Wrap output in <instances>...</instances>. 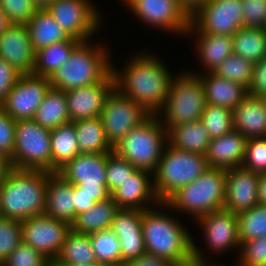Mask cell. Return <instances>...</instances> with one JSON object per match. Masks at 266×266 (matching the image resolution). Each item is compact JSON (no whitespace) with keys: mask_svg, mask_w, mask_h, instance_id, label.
I'll return each instance as SVG.
<instances>
[{"mask_svg":"<svg viewBox=\"0 0 266 266\" xmlns=\"http://www.w3.org/2000/svg\"><path fill=\"white\" fill-rule=\"evenodd\" d=\"M258 181L259 174L242 166L226 169L224 209L238 214L259 204Z\"/></svg>","mask_w":266,"mask_h":266,"instance_id":"ffe728a7","label":"cell"},{"mask_svg":"<svg viewBox=\"0 0 266 266\" xmlns=\"http://www.w3.org/2000/svg\"><path fill=\"white\" fill-rule=\"evenodd\" d=\"M123 266H172L168 260L145 253L138 259L129 261Z\"/></svg>","mask_w":266,"mask_h":266,"instance_id":"db71d44e","label":"cell"},{"mask_svg":"<svg viewBox=\"0 0 266 266\" xmlns=\"http://www.w3.org/2000/svg\"><path fill=\"white\" fill-rule=\"evenodd\" d=\"M182 5L189 11L193 13L201 4L205 3L207 0H179Z\"/></svg>","mask_w":266,"mask_h":266,"instance_id":"6f0895ef","label":"cell"},{"mask_svg":"<svg viewBox=\"0 0 266 266\" xmlns=\"http://www.w3.org/2000/svg\"><path fill=\"white\" fill-rule=\"evenodd\" d=\"M130 59L121 71L111 64L115 88L156 115L167 100L173 75L166 64L152 54L139 52Z\"/></svg>","mask_w":266,"mask_h":266,"instance_id":"6da1fadb","label":"cell"},{"mask_svg":"<svg viewBox=\"0 0 266 266\" xmlns=\"http://www.w3.org/2000/svg\"><path fill=\"white\" fill-rule=\"evenodd\" d=\"M208 169L205 155L179 150L167 143L152 177L156 197L165 203L181 187L192 183Z\"/></svg>","mask_w":266,"mask_h":266,"instance_id":"8992f818","label":"cell"},{"mask_svg":"<svg viewBox=\"0 0 266 266\" xmlns=\"http://www.w3.org/2000/svg\"><path fill=\"white\" fill-rule=\"evenodd\" d=\"M76 127L78 149L81 154H102L113 151L108 143L100 117L73 122Z\"/></svg>","mask_w":266,"mask_h":266,"instance_id":"1f68e13d","label":"cell"},{"mask_svg":"<svg viewBox=\"0 0 266 266\" xmlns=\"http://www.w3.org/2000/svg\"><path fill=\"white\" fill-rule=\"evenodd\" d=\"M23 242L43 254L52 263L58 257L71 225L47 215L21 221Z\"/></svg>","mask_w":266,"mask_h":266,"instance_id":"9a60e30c","label":"cell"},{"mask_svg":"<svg viewBox=\"0 0 266 266\" xmlns=\"http://www.w3.org/2000/svg\"><path fill=\"white\" fill-rule=\"evenodd\" d=\"M260 100L262 101L263 103V106L266 110V93L265 94H262L261 96H259Z\"/></svg>","mask_w":266,"mask_h":266,"instance_id":"be15d7a7","label":"cell"},{"mask_svg":"<svg viewBox=\"0 0 266 266\" xmlns=\"http://www.w3.org/2000/svg\"><path fill=\"white\" fill-rule=\"evenodd\" d=\"M107 153L81 154L67 162L56 173L64 180L77 185L81 192L97 203L111 195L106 183Z\"/></svg>","mask_w":266,"mask_h":266,"instance_id":"30bf717a","label":"cell"},{"mask_svg":"<svg viewBox=\"0 0 266 266\" xmlns=\"http://www.w3.org/2000/svg\"><path fill=\"white\" fill-rule=\"evenodd\" d=\"M226 170L209 168L195 181L181 187L158 206L190 214L195 221L210 212L224 209ZM170 207V208H169Z\"/></svg>","mask_w":266,"mask_h":266,"instance_id":"5b68a950","label":"cell"},{"mask_svg":"<svg viewBox=\"0 0 266 266\" xmlns=\"http://www.w3.org/2000/svg\"><path fill=\"white\" fill-rule=\"evenodd\" d=\"M94 262H97V259L89 234L76 233L71 229L53 265H75Z\"/></svg>","mask_w":266,"mask_h":266,"instance_id":"836d02e7","label":"cell"},{"mask_svg":"<svg viewBox=\"0 0 266 266\" xmlns=\"http://www.w3.org/2000/svg\"><path fill=\"white\" fill-rule=\"evenodd\" d=\"M157 208L142 211L146 253L164 258L172 264L188 261L193 257L191 234L182 225L183 222H179L171 214L159 212Z\"/></svg>","mask_w":266,"mask_h":266,"instance_id":"3957f363","label":"cell"},{"mask_svg":"<svg viewBox=\"0 0 266 266\" xmlns=\"http://www.w3.org/2000/svg\"><path fill=\"white\" fill-rule=\"evenodd\" d=\"M118 210L117 204L110 196L106 200L97 202L89 210L77 215L71 228L74 232L80 234H91L108 229L111 227L114 216Z\"/></svg>","mask_w":266,"mask_h":266,"instance_id":"f546056e","label":"cell"},{"mask_svg":"<svg viewBox=\"0 0 266 266\" xmlns=\"http://www.w3.org/2000/svg\"><path fill=\"white\" fill-rule=\"evenodd\" d=\"M92 4L91 0H55L46 11L70 37L86 42L103 23L102 16Z\"/></svg>","mask_w":266,"mask_h":266,"instance_id":"7c38bea8","label":"cell"},{"mask_svg":"<svg viewBox=\"0 0 266 266\" xmlns=\"http://www.w3.org/2000/svg\"><path fill=\"white\" fill-rule=\"evenodd\" d=\"M141 21L164 32L186 36L191 14L179 0H123Z\"/></svg>","mask_w":266,"mask_h":266,"instance_id":"4fadbf2b","label":"cell"},{"mask_svg":"<svg viewBox=\"0 0 266 266\" xmlns=\"http://www.w3.org/2000/svg\"><path fill=\"white\" fill-rule=\"evenodd\" d=\"M51 130L33 119L16 121L15 142L10 168L52 173Z\"/></svg>","mask_w":266,"mask_h":266,"instance_id":"9c48e42d","label":"cell"},{"mask_svg":"<svg viewBox=\"0 0 266 266\" xmlns=\"http://www.w3.org/2000/svg\"><path fill=\"white\" fill-rule=\"evenodd\" d=\"M45 215L70 225L77 217L74 212V185L57 173L48 177Z\"/></svg>","mask_w":266,"mask_h":266,"instance_id":"603a6c76","label":"cell"},{"mask_svg":"<svg viewBox=\"0 0 266 266\" xmlns=\"http://www.w3.org/2000/svg\"><path fill=\"white\" fill-rule=\"evenodd\" d=\"M23 241L20 220L0 218V263Z\"/></svg>","mask_w":266,"mask_h":266,"instance_id":"60d3db41","label":"cell"},{"mask_svg":"<svg viewBox=\"0 0 266 266\" xmlns=\"http://www.w3.org/2000/svg\"><path fill=\"white\" fill-rule=\"evenodd\" d=\"M211 138L201 120L173 126L167 132L168 144L176 149L206 155Z\"/></svg>","mask_w":266,"mask_h":266,"instance_id":"4316f807","label":"cell"},{"mask_svg":"<svg viewBox=\"0 0 266 266\" xmlns=\"http://www.w3.org/2000/svg\"><path fill=\"white\" fill-rule=\"evenodd\" d=\"M114 88L115 82L110 72L99 83L65 91L70 122L99 117Z\"/></svg>","mask_w":266,"mask_h":266,"instance_id":"e0dca14e","label":"cell"},{"mask_svg":"<svg viewBox=\"0 0 266 266\" xmlns=\"http://www.w3.org/2000/svg\"><path fill=\"white\" fill-rule=\"evenodd\" d=\"M211 139L219 138L234 130L233 111L226 107L206 104L201 115Z\"/></svg>","mask_w":266,"mask_h":266,"instance_id":"74e56055","label":"cell"},{"mask_svg":"<svg viewBox=\"0 0 266 266\" xmlns=\"http://www.w3.org/2000/svg\"><path fill=\"white\" fill-rule=\"evenodd\" d=\"M53 266H104V265H101L98 262H94V263H81L75 265H53Z\"/></svg>","mask_w":266,"mask_h":266,"instance_id":"6125c7cd","label":"cell"},{"mask_svg":"<svg viewBox=\"0 0 266 266\" xmlns=\"http://www.w3.org/2000/svg\"><path fill=\"white\" fill-rule=\"evenodd\" d=\"M51 172L10 168L0 185L2 217L25 220L45 214L46 188Z\"/></svg>","mask_w":266,"mask_h":266,"instance_id":"7a4b0ae2","label":"cell"},{"mask_svg":"<svg viewBox=\"0 0 266 266\" xmlns=\"http://www.w3.org/2000/svg\"><path fill=\"white\" fill-rule=\"evenodd\" d=\"M204 233L207 248L214 253H223L229 248L240 249L237 214L225 209L216 210L200 217L197 221Z\"/></svg>","mask_w":266,"mask_h":266,"instance_id":"ac0fdd59","label":"cell"},{"mask_svg":"<svg viewBox=\"0 0 266 266\" xmlns=\"http://www.w3.org/2000/svg\"><path fill=\"white\" fill-rule=\"evenodd\" d=\"M206 104L200 77L185 71L171 79L167 100L156 115L168 132L173 126L201 120Z\"/></svg>","mask_w":266,"mask_h":266,"instance_id":"52a82bcc","label":"cell"},{"mask_svg":"<svg viewBox=\"0 0 266 266\" xmlns=\"http://www.w3.org/2000/svg\"><path fill=\"white\" fill-rule=\"evenodd\" d=\"M9 169H10L9 162L0 156V185L3 182V179Z\"/></svg>","mask_w":266,"mask_h":266,"instance_id":"680465c9","label":"cell"},{"mask_svg":"<svg viewBox=\"0 0 266 266\" xmlns=\"http://www.w3.org/2000/svg\"><path fill=\"white\" fill-rule=\"evenodd\" d=\"M196 35V46L204 71L214 72L219 64L233 54L232 36L215 35L201 32L192 22L186 35Z\"/></svg>","mask_w":266,"mask_h":266,"instance_id":"cb8c5ba5","label":"cell"},{"mask_svg":"<svg viewBox=\"0 0 266 266\" xmlns=\"http://www.w3.org/2000/svg\"><path fill=\"white\" fill-rule=\"evenodd\" d=\"M233 122L246 139L266 137V110L259 97L248 94L233 110Z\"/></svg>","mask_w":266,"mask_h":266,"instance_id":"484cf974","label":"cell"},{"mask_svg":"<svg viewBox=\"0 0 266 266\" xmlns=\"http://www.w3.org/2000/svg\"><path fill=\"white\" fill-rule=\"evenodd\" d=\"M10 25L11 23L9 22L7 16L0 9V34L4 32Z\"/></svg>","mask_w":266,"mask_h":266,"instance_id":"91938a15","label":"cell"},{"mask_svg":"<svg viewBox=\"0 0 266 266\" xmlns=\"http://www.w3.org/2000/svg\"><path fill=\"white\" fill-rule=\"evenodd\" d=\"M197 75L202 81L207 104L226 107L233 111L248 95L247 88L243 85L219 77L213 72Z\"/></svg>","mask_w":266,"mask_h":266,"instance_id":"d4e9b609","label":"cell"},{"mask_svg":"<svg viewBox=\"0 0 266 266\" xmlns=\"http://www.w3.org/2000/svg\"><path fill=\"white\" fill-rule=\"evenodd\" d=\"M191 22L203 33L232 36L244 27L241 0H207L191 13Z\"/></svg>","mask_w":266,"mask_h":266,"instance_id":"5bb4252c","label":"cell"},{"mask_svg":"<svg viewBox=\"0 0 266 266\" xmlns=\"http://www.w3.org/2000/svg\"><path fill=\"white\" fill-rule=\"evenodd\" d=\"M232 45L233 54L259 62L266 56V29L242 27L232 35Z\"/></svg>","mask_w":266,"mask_h":266,"instance_id":"e575fe53","label":"cell"},{"mask_svg":"<svg viewBox=\"0 0 266 266\" xmlns=\"http://www.w3.org/2000/svg\"><path fill=\"white\" fill-rule=\"evenodd\" d=\"M41 127L49 130L70 122L65 91L51 87L38 106L33 118Z\"/></svg>","mask_w":266,"mask_h":266,"instance_id":"f1b7e54d","label":"cell"},{"mask_svg":"<svg viewBox=\"0 0 266 266\" xmlns=\"http://www.w3.org/2000/svg\"><path fill=\"white\" fill-rule=\"evenodd\" d=\"M26 25L35 52L71 38L46 9L38 10Z\"/></svg>","mask_w":266,"mask_h":266,"instance_id":"83f0119b","label":"cell"},{"mask_svg":"<svg viewBox=\"0 0 266 266\" xmlns=\"http://www.w3.org/2000/svg\"><path fill=\"white\" fill-rule=\"evenodd\" d=\"M95 204L96 202L91 196L81 192V189L74 185V212L76 216L89 210Z\"/></svg>","mask_w":266,"mask_h":266,"instance_id":"f5cc1de1","label":"cell"},{"mask_svg":"<svg viewBox=\"0 0 266 266\" xmlns=\"http://www.w3.org/2000/svg\"><path fill=\"white\" fill-rule=\"evenodd\" d=\"M117 238L120 242L122 266L146 253L143 234L121 235Z\"/></svg>","mask_w":266,"mask_h":266,"instance_id":"681fc988","label":"cell"},{"mask_svg":"<svg viewBox=\"0 0 266 266\" xmlns=\"http://www.w3.org/2000/svg\"><path fill=\"white\" fill-rule=\"evenodd\" d=\"M241 3L244 27L266 29V0H241Z\"/></svg>","mask_w":266,"mask_h":266,"instance_id":"c3c4849f","label":"cell"},{"mask_svg":"<svg viewBox=\"0 0 266 266\" xmlns=\"http://www.w3.org/2000/svg\"><path fill=\"white\" fill-rule=\"evenodd\" d=\"M55 0H33L39 10L47 9Z\"/></svg>","mask_w":266,"mask_h":266,"instance_id":"94428289","label":"cell"},{"mask_svg":"<svg viewBox=\"0 0 266 266\" xmlns=\"http://www.w3.org/2000/svg\"><path fill=\"white\" fill-rule=\"evenodd\" d=\"M2 264L4 266H53L48 258L23 241Z\"/></svg>","mask_w":266,"mask_h":266,"instance_id":"7bdbcfd3","label":"cell"},{"mask_svg":"<svg viewBox=\"0 0 266 266\" xmlns=\"http://www.w3.org/2000/svg\"><path fill=\"white\" fill-rule=\"evenodd\" d=\"M89 43L80 42L73 49L68 61L49 77L51 87L68 91L89 86L101 82L111 72L107 45Z\"/></svg>","mask_w":266,"mask_h":266,"instance_id":"277c9868","label":"cell"},{"mask_svg":"<svg viewBox=\"0 0 266 266\" xmlns=\"http://www.w3.org/2000/svg\"><path fill=\"white\" fill-rule=\"evenodd\" d=\"M150 115L140 104L114 88L107 97L99 117L106 139L113 148L130 130L139 126Z\"/></svg>","mask_w":266,"mask_h":266,"instance_id":"8fae6325","label":"cell"},{"mask_svg":"<svg viewBox=\"0 0 266 266\" xmlns=\"http://www.w3.org/2000/svg\"><path fill=\"white\" fill-rule=\"evenodd\" d=\"M241 243L266 236V206L257 204L237 214Z\"/></svg>","mask_w":266,"mask_h":266,"instance_id":"8d00e7d4","label":"cell"},{"mask_svg":"<svg viewBox=\"0 0 266 266\" xmlns=\"http://www.w3.org/2000/svg\"><path fill=\"white\" fill-rule=\"evenodd\" d=\"M20 75V72L0 57V105L5 101Z\"/></svg>","mask_w":266,"mask_h":266,"instance_id":"f907efd6","label":"cell"},{"mask_svg":"<svg viewBox=\"0 0 266 266\" xmlns=\"http://www.w3.org/2000/svg\"><path fill=\"white\" fill-rule=\"evenodd\" d=\"M0 9L11 24H27L39 10L33 0H0Z\"/></svg>","mask_w":266,"mask_h":266,"instance_id":"f6af8a7d","label":"cell"},{"mask_svg":"<svg viewBox=\"0 0 266 266\" xmlns=\"http://www.w3.org/2000/svg\"><path fill=\"white\" fill-rule=\"evenodd\" d=\"M254 63L239 55L231 54L214 70L217 76L239 83L248 89L252 80Z\"/></svg>","mask_w":266,"mask_h":266,"instance_id":"f35d334b","label":"cell"},{"mask_svg":"<svg viewBox=\"0 0 266 266\" xmlns=\"http://www.w3.org/2000/svg\"><path fill=\"white\" fill-rule=\"evenodd\" d=\"M167 131L157 115H150L113 147V151L136 169L154 173L166 147Z\"/></svg>","mask_w":266,"mask_h":266,"instance_id":"ba28073f","label":"cell"},{"mask_svg":"<svg viewBox=\"0 0 266 266\" xmlns=\"http://www.w3.org/2000/svg\"><path fill=\"white\" fill-rule=\"evenodd\" d=\"M50 88L49 77L21 74L1 106L15 121L33 119Z\"/></svg>","mask_w":266,"mask_h":266,"instance_id":"2e32d148","label":"cell"},{"mask_svg":"<svg viewBox=\"0 0 266 266\" xmlns=\"http://www.w3.org/2000/svg\"><path fill=\"white\" fill-rule=\"evenodd\" d=\"M35 55L26 24H11L0 34V57L20 74H33Z\"/></svg>","mask_w":266,"mask_h":266,"instance_id":"d6986e66","label":"cell"},{"mask_svg":"<svg viewBox=\"0 0 266 266\" xmlns=\"http://www.w3.org/2000/svg\"><path fill=\"white\" fill-rule=\"evenodd\" d=\"M110 229L116 237L129 234H143L142 211L119 209L114 216Z\"/></svg>","mask_w":266,"mask_h":266,"instance_id":"b9f144b4","label":"cell"},{"mask_svg":"<svg viewBox=\"0 0 266 266\" xmlns=\"http://www.w3.org/2000/svg\"><path fill=\"white\" fill-rule=\"evenodd\" d=\"M258 202L266 206V173L259 174Z\"/></svg>","mask_w":266,"mask_h":266,"instance_id":"9f6ffc18","label":"cell"},{"mask_svg":"<svg viewBox=\"0 0 266 266\" xmlns=\"http://www.w3.org/2000/svg\"><path fill=\"white\" fill-rule=\"evenodd\" d=\"M247 92L256 97L266 93V56L261 61L254 63L252 80Z\"/></svg>","mask_w":266,"mask_h":266,"instance_id":"816d5d0a","label":"cell"},{"mask_svg":"<svg viewBox=\"0 0 266 266\" xmlns=\"http://www.w3.org/2000/svg\"><path fill=\"white\" fill-rule=\"evenodd\" d=\"M137 169L114 151L107 153L106 183L110 195Z\"/></svg>","mask_w":266,"mask_h":266,"instance_id":"ab89813d","label":"cell"},{"mask_svg":"<svg viewBox=\"0 0 266 266\" xmlns=\"http://www.w3.org/2000/svg\"><path fill=\"white\" fill-rule=\"evenodd\" d=\"M52 173H56L79 153L76 127L73 122L51 130Z\"/></svg>","mask_w":266,"mask_h":266,"instance_id":"4dcf8cb0","label":"cell"},{"mask_svg":"<svg viewBox=\"0 0 266 266\" xmlns=\"http://www.w3.org/2000/svg\"><path fill=\"white\" fill-rule=\"evenodd\" d=\"M152 175L149 171L137 169L131 177L126 179L111 194L118 208L143 211L153 208V205H159L161 202L156 197ZM149 203L153 204L152 207Z\"/></svg>","mask_w":266,"mask_h":266,"instance_id":"44dd1931","label":"cell"},{"mask_svg":"<svg viewBox=\"0 0 266 266\" xmlns=\"http://www.w3.org/2000/svg\"><path fill=\"white\" fill-rule=\"evenodd\" d=\"M195 241H193V257L188 261L182 263L172 264V266H222V264L218 265L215 263L207 262V258H205L203 253L201 252L200 247L195 245ZM205 258V259H204Z\"/></svg>","mask_w":266,"mask_h":266,"instance_id":"11a10c76","label":"cell"},{"mask_svg":"<svg viewBox=\"0 0 266 266\" xmlns=\"http://www.w3.org/2000/svg\"><path fill=\"white\" fill-rule=\"evenodd\" d=\"M246 141L247 139L235 130L211 139L205 155L209 168L226 170L241 167L245 157Z\"/></svg>","mask_w":266,"mask_h":266,"instance_id":"7402d4cb","label":"cell"},{"mask_svg":"<svg viewBox=\"0 0 266 266\" xmlns=\"http://www.w3.org/2000/svg\"><path fill=\"white\" fill-rule=\"evenodd\" d=\"M237 264L241 266H266V236L240 244Z\"/></svg>","mask_w":266,"mask_h":266,"instance_id":"bcb514c9","label":"cell"},{"mask_svg":"<svg viewBox=\"0 0 266 266\" xmlns=\"http://www.w3.org/2000/svg\"><path fill=\"white\" fill-rule=\"evenodd\" d=\"M243 168L254 173H266V137L247 139Z\"/></svg>","mask_w":266,"mask_h":266,"instance_id":"ee69618b","label":"cell"},{"mask_svg":"<svg viewBox=\"0 0 266 266\" xmlns=\"http://www.w3.org/2000/svg\"><path fill=\"white\" fill-rule=\"evenodd\" d=\"M79 43L80 41L71 37L36 51L33 74L50 77L68 61L71 52Z\"/></svg>","mask_w":266,"mask_h":266,"instance_id":"d6a6232c","label":"cell"},{"mask_svg":"<svg viewBox=\"0 0 266 266\" xmlns=\"http://www.w3.org/2000/svg\"><path fill=\"white\" fill-rule=\"evenodd\" d=\"M16 121L0 105V156L9 164L12 159L15 142Z\"/></svg>","mask_w":266,"mask_h":266,"instance_id":"7dc6e473","label":"cell"},{"mask_svg":"<svg viewBox=\"0 0 266 266\" xmlns=\"http://www.w3.org/2000/svg\"><path fill=\"white\" fill-rule=\"evenodd\" d=\"M97 262L104 266H122L120 242L110 228L89 234Z\"/></svg>","mask_w":266,"mask_h":266,"instance_id":"d590c367","label":"cell"}]
</instances>
